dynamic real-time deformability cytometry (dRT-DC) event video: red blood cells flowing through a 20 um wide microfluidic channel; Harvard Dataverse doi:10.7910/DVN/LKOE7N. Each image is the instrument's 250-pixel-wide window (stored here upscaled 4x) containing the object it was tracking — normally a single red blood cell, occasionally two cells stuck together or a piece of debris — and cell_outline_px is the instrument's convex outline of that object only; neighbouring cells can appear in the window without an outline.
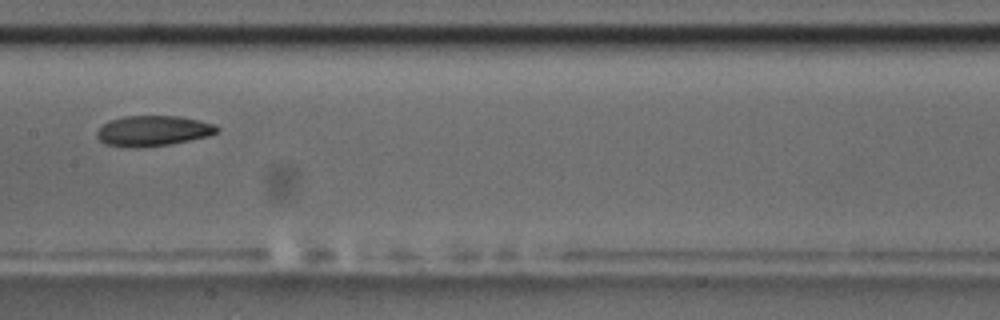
{"species": "common noctule bat (a hibernating species)", "species_latin": "Nyctalus noctula", "temperature_condition": "room temperature", "stored_images_in_passage": 9, "camera_frame_rate_fps": 3000, "um_per_image_px": 0.085, "animal": {"sex": "male", "body_mass_g": 17.5, "forearm_length_mm": 52.3}, "frame": {"image": 1, "passage_image": 9, "time_ms": 10.0, "image_size_px": [1000, 320], "cell_outline_px": [[220, 128], [216, 132], [208, 136], [168, 144], [136, 148], [104, 144], [96, 136], [96, 132], [108, 120], [124, 116], [180, 116], [200, 120], [216, 124]], "centroid_in_image_um": [13.0, 11.11], "position_along_channel_um": 194.4, "area_um2": 21.27}}